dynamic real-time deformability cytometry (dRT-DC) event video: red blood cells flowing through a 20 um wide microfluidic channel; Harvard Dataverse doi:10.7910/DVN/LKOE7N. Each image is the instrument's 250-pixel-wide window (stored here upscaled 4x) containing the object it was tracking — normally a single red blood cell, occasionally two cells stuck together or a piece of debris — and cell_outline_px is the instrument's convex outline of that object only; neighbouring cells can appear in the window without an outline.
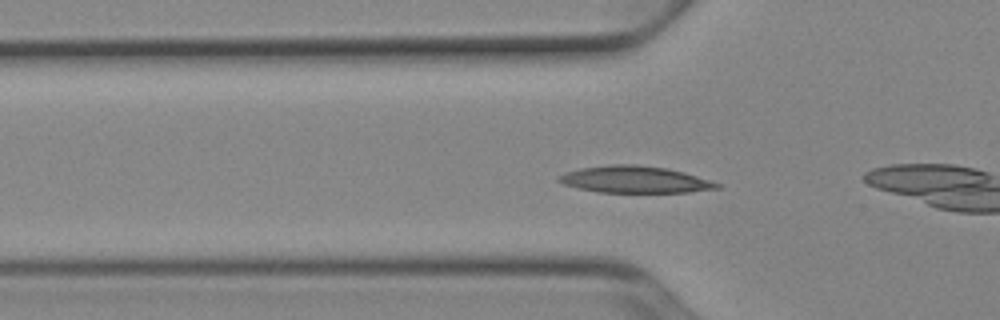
{"species": "Egyptian fruit bat (a non-hibernating species)", "species_latin": "Rousettus aegyptiacus", "temperature_condition": "cold", "stored_images_in_passage": 51, "camera_frame_rate_fps": 3000, "um_per_image_px": 0.085, "animal": {"sex": "female"}, "frame": {"image": 1, "passage_image": 15, "time_ms": 4.667, "image_size_px": [1000, 320], "cell_outline_px": [[724, 184], [720, 188], [688, 192], [596, 192], [576, 188], [564, 184], [556, 180], [556, 176], [564, 172], [580, 168], [608, 164], [636, 164], [664, 168], [684, 172]], "centroid_in_image_um": [53.93, 15.26], "position_along_channel_um": 71.9, "area_um2": 24.97}}
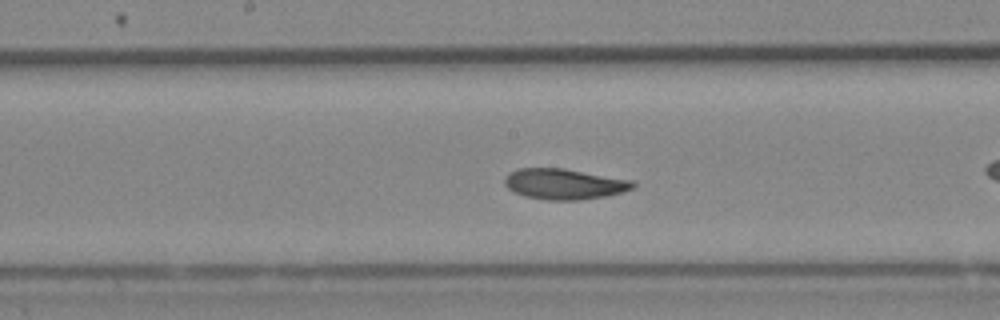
{"frame": {"image": 2, "passage_image": 25, "time_ms": 8.0, "image_size_px": [1000, 320], "cell_outline_px": [[636, 188], [604, 196], [580, 200], [548, 200], [524, 196], [508, 188], [504, 184], [504, 176], [508, 172], [520, 168], [564, 168], [632, 180], [636, 184]], "centroid_in_image_um": [47.94, 15.63], "position_along_channel_um": 200.3, "area_um2": 22.95}}
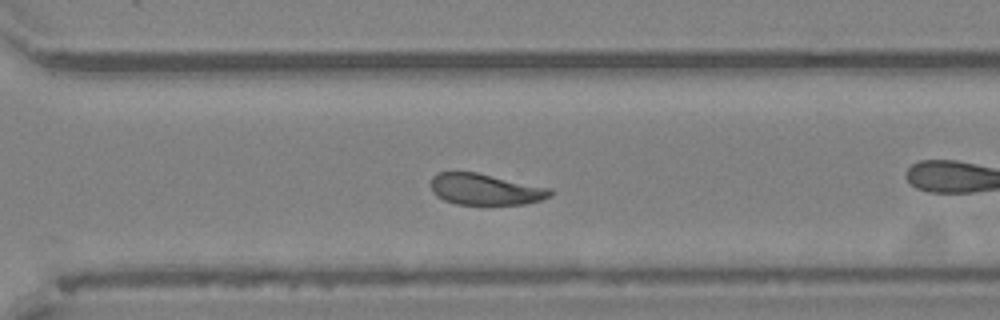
{"frame": {"image": 3, "passage_image": 35, "time_ms": 11.333, "image_size_px": [1000, 320], "cell_outline_px": [[552, 196], [540, 200], [524, 204], [456, 204], [444, 200], [436, 196], [432, 192], [432, 176], [436, 172], [476, 172], [552, 188]], "centroid_in_image_um": [41.25, 16.09], "position_along_channel_um": 329.3, "area_um2": 21.73}, "authors_computed_cell_mechanics": {"area_um2": 22.9466, "velocity_mm_per_s": 3.8707, "shape_relaxation_time_tau1_ms": 4.5179, "shape_relaxation_time_tau2_ms": 3.5146, "deformation_change_tau1": 0.1303, "deformation_change_tau2": 0.0773}}